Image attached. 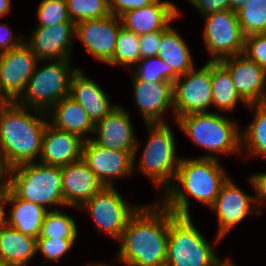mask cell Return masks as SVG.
<instances>
[{"label":"cell","instance_id":"1","mask_svg":"<svg viewBox=\"0 0 266 266\" xmlns=\"http://www.w3.org/2000/svg\"><path fill=\"white\" fill-rule=\"evenodd\" d=\"M169 209L163 204L141 206L119 240L117 260L127 266H165Z\"/></svg>","mask_w":266,"mask_h":266},{"label":"cell","instance_id":"2","mask_svg":"<svg viewBox=\"0 0 266 266\" xmlns=\"http://www.w3.org/2000/svg\"><path fill=\"white\" fill-rule=\"evenodd\" d=\"M46 117V112L16 102H9L0 111V156L8 169L35 162L41 154L43 133L49 123Z\"/></svg>","mask_w":266,"mask_h":266},{"label":"cell","instance_id":"3","mask_svg":"<svg viewBox=\"0 0 266 266\" xmlns=\"http://www.w3.org/2000/svg\"><path fill=\"white\" fill-rule=\"evenodd\" d=\"M219 164L218 159L181 158L173 185L165 191L161 203L179 216H190L189 195L210 207L229 178Z\"/></svg>","mask_w":266,"mask_h":266},{"label":"cell","instance_id":"4","mask_svg":"<svg viewBox=\"0 0 266 266\" xmlns=\"http://www.w3.org/2000/svg\"><path fill=\"white\" fill-rule=\"evenodd\" d=\"M175 121L194 144L211 153L199 158L218 159L216 154H233L242 147V132H239L237 122L228 117L203 112L178 117Z\"/></svg>","mask_w":266,"mask_h":266},{"label":"cell","instance_id":"5","mask_svg":"<svg viewBox=\"0 0 266 266\" xmlns=\"http://www.w3.org/2000/svg\"><path fill=\"white\" fill-rule=\"evenodd\" d=\"M8 176V186L19 198L45 209L50 205L65 206L62 167L30 162L8 169Z\"/></svg>","mask_w":266,"mask_h":266},{"label":"cell","instance_id":"6","mask_svg":"<svg viewBox=\"0 0 266 266\" xmlns=\"http://www.w3.org/2000/svg\"><path fill=\"white\" fill-rule=\"evenodd\" d=\"M220 259L195 227L190 216L169 210V238L165 266H215Z\"/></svg>","mask_w":266,"mask_h":266},{"label":"cell","instance_id":"7","mask_svg":"<svg viewBox=\"0 0 266 266\" xmlns=\"http://www.w3.org/2000/svg\"><path fill=\"white\" fill-rule=\"evenodd\" d=\"M30 77L24 92L15 101L30 109L48 112L62 98L69 96L70 81L78 68H71L70 60H48Z\"/></svg>","mask_w":266,"mask_h":266},{"label":"cell","instance_id":"8","mask_svg":"<svg viewBox=\"0 0 266 266\" xmlns=\"http://www.w3.org/2000/svg\"><path fill=\"white\" fill-rule=\"evenodd\" d=\"M148 140L137 167L156 187L166 191L173 183L181 157H176V144L167 122L146 123Z\"/></svg>","mask_w":266,"mask_h":266},{"label":"cell","instance_id":"9","mask_svg":"<svg viewBox=\"0 0 266 266\" xmlns=\"http://www.w3.org/2000/svg\"><path fill=\"white\" fill-rule=\"evenodd\" d=\"M203 17L204 44L212 57L209 62H220L229 57L242 55L245 35L240 27L237 13L229 9L206 14Z\"/></svg>","mask_w":266,"mask_h":266},{"label":"cell","instance_id":"10","mask_svg":"<svg viewBox=\"0 0 266 266\" xmlns=\"http://www.w3.org/2000/svg\"><path fill=\"white\" fill-rule=\"evenodd\" d=\"M140 208L127 204L114 186L104 187L79 207L88 211L99 231L117 241Z\"/></svg>","mask_w":266,"mask_h":266},{"label":"cell","instance_id":"11","mask_svg":"<svg viewBox=\"0 0 266 266\" xmlns=\"http://www.w3.org/2000/svg\"><path fill=\"white\" fill-rule=\"evenodd\" d=\"M184 79V80H183ZM212 104L211 62L198 70L191 69L173 82L174 118L209 112Z\"/></svg>","mask_w":266,"mask_h":266},{"label":"cell","instance_id":"12","mask_svg":"<svg viewBox=\"0 0 266 266\" xmlns=\"http://www.w3.org/2000/svg\"><path fill=\"white\" fill-rule=\"evenodd\" d=\"M39 62L25 42L0 54V90L10 102L24 92Z\"/></svg>","mask_w":266,"mask_h":266},{"label":"cell","instance_id":"13","mask_svg":"<svg viewBox=\"0 0 266 266\" xmlns=\"http://www.w3.org/2000/svg\"><path fill=\"white\" fill-rule=\"evenodd\" d=\"M256 204V195L249 196L228 178L222 185L214 203L209 207L217 214L219 221L216 244L247 215L252 214L253 206Z\"/></svg>","mask_w":266,"mask_h":266},{"label":"cell","instance_id":"14","mask_svg":"<svg viewBox=\"0 0 266 266\" xmlns=\"http://www.w3.org/2000/svg\"><path fill=\"white\" fill-rule=\"evenodd\" d=\"M121 19L110 15L102 19H86L76 23V37L85 45L86 52L108 64L113 57Z\"/></svg>","mask_w":266,"mask_h":266},{"label":"cell","instance_id":"15","mask_svg":"<svg viewBox=\"0 0 266 266\" xmlns=\"http://www.w3.org/2000/svg\"><path fill=\"white\" fill-rule=\"evenodd\" d=\"M82 159L105 187L113 186L112 179L131 175L135 166L133 157L128 152L101 147L87 137L82 148Z\"/></svg>","mask_w":266,"mask_h":266},{"label":"cell","instance_id":"16","mask_svg":"<svg viewBox=\"0 0 266 266\" xmlns=\"http://www.w3.org/2000/svg\"><path fill=\"white\" fill-rule=\"evenodd\" d=\"M97 138H91L101 147L128 152L135 161L139 143L134 135L130 115L121 106H116L104 119L94 125Z\"/></svg>","mask_w":266,"mask_h":266},{"label":"cell","instance_id":"17","mask_svg":"<svg viewBox=\"0 0 266 266\" xmlns=\"http://www.w3.org/2000/svg\"><path fill=\"white\" fill-rule=\"evenodd\" d=\"M73 34H76V24L73 21L46 27L36 26L31 38L25 43L40 62L69 60Z\"/></svg>","mask_w":266,"mask_h":266},{"label":"cell","instance_id":"18","mask_svg":"<svg viewBox=\"0 0 266 266\" xmlns=\"http://www.w3.org/2000/svg\"><path fill=\"white\" fill-rule=\"evenodd\" d=\"M229 71L239 96L249 105L266 103V70L243 54L220 61Z\"/></svg>","mask_w":266,"mask_h":266},{"label":"cell","instance_id":"19","mask_svg":"<svg viewBox=\"0 0 266 266\" xmlns=\"http://www.w3.org/2000/svg\"><path fill=\"white\" fill-rule=\"evenodd\" d=\"M104 187L82 158L62 166V193L66 207L79 208Z\"/></svg>","mask_w":266,"mask_h":266},{"label":"cell","instance_id":"20","mask_svg":"<svg viewBox=\"0 0 266 266\" xmlns=\"http://www.w3.org/2000/svg\"><path fill=\"white\" fill-rule=\"evenodd\" d=\"M181 13L171 1L155 0L143 8L124 13L120 19L126 30L142 35L165 30Z\"/></svg>","mask_w":266,"mask_h":266},{"label":"cell","instance_id":"21","mask_svg":"<svg viewBox=\"0 0 266 266\" xmlns=\"http://www.w3.org/2000/svg\"><path fill=\"white\" fill-rule=\"evenodd\" d=\"M133 92L144 123H164L162 116L173 110V83L143 81L133 77Z\"/></svg>","mask_w":266,"mask_h":266},{"label":"cell","instance_id":"22","mask_svg":"<svg viewBox=\"0 0 266 266\" xmlns=\"http://www.w3.org/2000/svg\"><path fill=\"white\" fill-rule=\"evenodd\" d=\"M84 139L47 124L43 137L39 163L49 166H65L82 158Z\"/></svg>","mask_w":266,"mask_h":266},{"label":"cell","instance_id":"23","mask_svg":"<svg viewBox=\"0 0 266 266\" xmlns=\"http://www.w3.org/2000/svg\"><path fill=\"white\" fill-rule=\"evenodd\" d=\"M69 96L82 106L94 124L117 106L110 103L104 90L80 68L71 77Z\"/></svg>","mask_w":266,"mask_h":266},{"label":"cell","instance_id":"24","mask_svg":"<svg viewBox=\"0 0 266 266\" xmlns=\"http://www.w3.org/2000/svg\"><path fill=\"white\" fill-rule=\"evenodd\" d=\"M50 110L52 112L48 111L47 115L51 117L49 124L54 128L74 133L84 140L87 133H94L95 124L82 106L70 96L62 98Z\"/></svg>","mask_w":266,"mask_h":266},{"label":"cell","instance_id":"25","mask_svg":"<svg viewBox=\"0 0 266 266\" xmlns=\"http://www.w3.org/2000/svg\"><path fill=\"white\" fill-rule=\"evenodd\" d=\"M37 254V238L23 234L6 223L0 227V262L25 266Z\"/></svg>","mask_w":266,"mask_h":266},{"label":"cell","instance_id":"26","mask_svg":"<svg viewBox=\"0 0 266 266\" xmlns=\"http://www.w3.org/2000/svg\"><path fill=\"white\" fill-rule=\"evenodd\" d=\"M6 203H13L6 224L23 234L38 238L48 209L19 198L9 186Z\"/></svg>","mask_w":266,"mask_h":266},{"label":"cell","instance_id":"27","mask_svg":"<svg viewBox=\"0 0 266 266\" xmlns=\"http://www.w3.org/2000/svg\"><path fill=\"white\" fill-rule=\"evenodd\" d=\"M157 57L166 62L178 76L184 75L195 66L189 46L172 27L162 35Z\"/></svg>","mask_w":266,"mask_h":266},{"label":"cell","instance_id":"28","mask_svg":"<svg viewBox=\"0 0 266 266\" xmlns=\"http://www.w3.org/2000/svg\"><path fill=\"white\" fill-rule=\"evenodd\" d=\"M212 105L223 112H230L238 101L248 104L239 96L229 71L220 62H211Z\"/></svg>","mask_w":266,"mask_h":266},{"label":"cell","instance_id":"29","mask_svg":"<svg viewBox=\"0 0 266 266\" xmlns=\"http://www.w3.org/2000/svg\"><path fill=\"white\" fill-rule=\"evenodd\" d=\"M247 107H255L256 112L253 121L241 134V145L245 144L248 156L266 157V103L249 104Z\"/></svg>","mask_w":266,"mask_h":266},{"label":"cell","instance_id":"30","mask_svg":"<svg viewBox=\"0 0 266 266\" xmlns=\"http://www.w3.org/2000/svg\"><path fill=\"white\" fill-rule=\"evenodd\" d=\"M77 230L75 220L68 214L59 209L48 210L38 238L76 239Z\"/></svg>","mask_w":266,"mask_h":266},{"label":"cell","instance_id":"31","mask_svg":"<svg viewBox=\"0 0 266 266\" xmlns=\"http://www.w3.org/2000/svg\"><path fill=\"white\" fill-rule=\"evenodd\" d=\"M140 61L139 35L126 30L123 26L119 29L112 60L107 65L132 66Z\"/></svg>","mask_w":266,"mask_h":266},{"label":"cell","instance_id":"32","mask_svg":"<svg viewBox=\"0 0 266 266\" xmlns=\"http://www.w3.org/2000/svg\"><path fill=\"white\" fill-rule=\"evenodd\" d=\"M237 15L245 36L266 33V0H251Z\"/></svg>","mask_w":266,"mask_h":266},{"label":"cell","instance_id":"33","mask_svg":"<svg viewBox=\"0 0 266 266\" xmlns=\"http://www.w3.org/2000/svg\"><path fill=\"white\" fill-rule=\"evenodd\" d=\"M133 70L132 77L143 81L174 82L179 76L159 57L141 59Z\"/></svg>","mask_w":266,"mask_h":266},{"label":"cell","instance_id":"34","mask_svg":"<svg viewBox=\"0 0 266 266\" xmlns=\"http://www.w3.org/2000/svg\"><path fill=\"white\" fill-rule=\"evenodd\" d=\"M68 15L75 24L86 19L110 16L109 0H66Z\"/></svg>","mask_w":266,"mask_h":266},{"label":"cell","instance_id":"35","mask_svg":"<svg viewBox=\"0 0 266 266\" xmlns=\"http://www.w3.org/2000/svg\"><path fill=\"white\" fill-rule=\"evenodd\" d=\"M37 17L39 20L37 26L40 27L71 21L66 0H42L37 10Z\"/></svg>","mask_w":266,"mask_h":266},{"label":"cell","instance_id":"36","mask_svg":"<svg viewBox=\"0 0 266 266\" xmlns=\"http://www.w3.org/2000/svg\"><path fill=\"white\" fill-rule=\"evenodd\" d=\"M76 239L37 238L38 251L44 255L47 261H57L68 252Z\"/></svg>","mask_w":266,"mask_h":266},{"label":"cell","instance_id":"37","mask_svg":"<svg viewBox=\"0 0 266 266\" xmlns=\"http://www.w3.org/2000/svg\"><path fill=\"white\" fill-rule=\"evenodd\" d=\"M242 54L266 70V33L245 36Z\"/></svg>","mask_w":266,"mask_h":266},{"label":"cell","instance_id":"38","mask_svg":"<svg viewBox=\"0 0 266 266\" xmlns=\"http://www.w3.org/2000/svg\"><path fill=\"white\" fill-rule=\"evenodd\" d=\"M171 27L165 30L139 35L140 60L157 56L162 35Z\"/></svg>","mask_w":266,"mask_h":266},{"label":"cell","instance_id":"39","mask_svg":"<svg viewBox=\"0 0 266 266\" xmlns=\"http://www.w3.org/2000/svg\"><path fill=\"white\" fill-rule=\"evenodd\" d=\"M155 0H109V11L111 15L121 17L124 13L138 8H143Z\"/></svg>","mask_w":266,"mask_h":266},{"label":"cell","instance_id":"40","mask_svg":"<svg viewBox=\"0 0 266 266\" xmlns=\"http://www.w3.org/2000/svg\"><path fill=\"white\" fill-rule=\"evenodd\" d=\"M192 5L199 10L202 16L229 10V0H195Z\"/></svg>","mask_w":266,"mask_h":266},{"label":"cell","instance_id":"41","mask_svg":"<svg viewBox=\"0 0 266 266\" xmlns=\"http://www.w3.org/2000/svg\"><path fill=\"white\" fill-rule=\"evenodd\" d=\"M24 41L14 38L12 30L6 24H0V54L20 46Z\"/></svg>","mask_w":266,"mask_h":266},{"label":"cell","instance_id":"42","mask_svg":"<svg viewBox=\"0 0 266 266\" xmlns=\"http://www.w3.org/2000/svg\"><path fill=\"white\" fill-rule=\"evenodd\" d=\"M250 182L257 195V204L266 203V172L255 173L250 177Z\"/></svg>","mask_w":266,"mask_h":266},{"label":"cell","instance_id":"43","mask_svg":"<svg viewBox=\"0 0 266 266\" xmlns=\"http://www.w3.org/2000/svg\"><path fill=\"white\" fill-rule=\"evenodd\" d=\"M7 194H8V185L4 189L0 190V227L6 223V217H5L6 211L3 209V206L6 203Z\"/></svg>","mask_w":266,"mask_h":266},{"label":"cell","instance_id":"44","mask_svg":"<svg viewBox=\"0 0 266 266\" xmlns=\"http://www.w3.org/2000/svg\"><path fill=\"white\" fill-rule=\"evenodd\" d=\"M8 168L5 166L2 157L0 156V190L4 189L8 185V180L4 178L8 177Z\"/></svg>","mask_w":266,"mask_h":266},{"label":"cell","instance_id":"45","mask_svg":"<svg viewBox=\"0 0 266 266\" xmlns=\"http://www.w3.org/2000/svg\"><path fill=\"white\" fill-rule=\"evenodd\" d=\"M251 0H229V9L235 13L245 7Z\"/></svg>","mask_w":266,"mask_h":266},{"label":"cell","instance_id":"46","mask_svg":"<svg viewBox=\"0 0 266 266\" xmlns=\"http://www.w3.org/2000/svg\"><path fill=\"white\" fill-rule=\"evenodd\" d=\"M11 7V0H0V18L8 14Z\"/></svg>","mask_w":266,"mask_h":266},{"label":"cell","instance_id":"47","mask_svg":"<svg viewBox=\"0 0 266 266\" xmlns=\"http://www.w3.org/2000/svg\"><path fill=\"white\" fill-rule=\"evenodd\" d=\"M10 101L0 90V111L9 103Z\"/></svg>","mask_w":266,"mask_h":266},{"label":"cell","instance_id":"48","mask_svg":"<svg viewBox=\"0 0 266 266\" xmlns=\"http://www.w3.org/2000/svg\"><path fill=\"white\" fill-rule=\"evenodd\" d=\"M215 266H235V264H233L231 260L228 258L225 260H220Z\"/></svg>","mask_w":266,"mask_h":266},{"label":"cell","instance_id":"49","mask_svg":"<svg viewBox=\"0 0 266 266\" xmlns=\"http://www.w3.org/2000/svg\"><path fill=\"white\" fill-rule=\"evenodd\" d=\"M89 266H108V264H101V263H99V264H97V265H89ZM110 266V265H109Z\"/></svg>","mask_w":266,"mask_h":266},{"label":"cell","instance_id":"50","mask_svg":"<svg viewBox=\"0 0 266 266\" xmlns=\"http://www.w3.org/2000/svg\"><path fill=\"white\" fill-rule=\"evenodd\" d=\"M188 1L191 2V4H193L195 0H188Z\"/></svg>","mask_w":266,"mask_h":266}]
</instances>
